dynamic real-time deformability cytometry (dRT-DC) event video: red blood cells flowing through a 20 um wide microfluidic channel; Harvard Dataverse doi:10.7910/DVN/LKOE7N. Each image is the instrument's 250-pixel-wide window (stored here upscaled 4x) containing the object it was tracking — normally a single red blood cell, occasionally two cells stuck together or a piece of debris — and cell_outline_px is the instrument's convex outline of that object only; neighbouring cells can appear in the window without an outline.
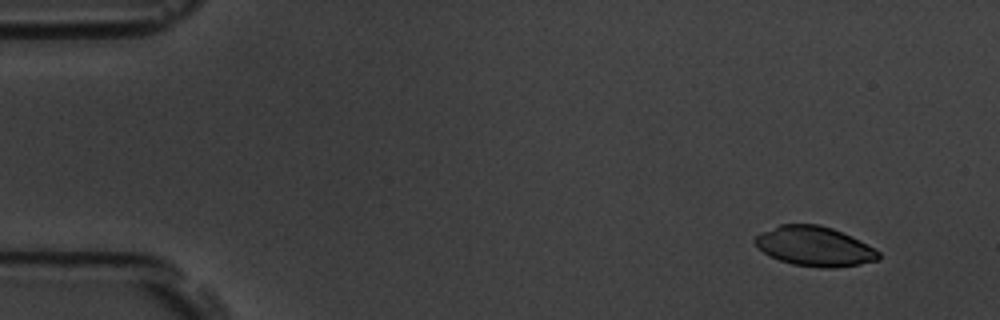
{"species": "common noctule bat (a hibernating species)", "species_latin": "Nyctalus noctula", "temperature_condition": "room temperature", "stored_images_in_passage": 5, "camera_frame_rate_fps": 3000, "um_per_image_px": 0.085, "animal": {"sex": "male", "body_mass_g": 19.5, "forearm_length_mm": 54.6}, "frame": {"image": 1, "passage_image": 1, "time_ms": 0.0, "image_size_px": [1000, 320], "cell_outline_px": [[880, 260], [860, 264], [836, 268], [820, 268], [792, 264], [780, 260], [764, 252], [752, 240], [756, 236], [780, 224], [816, 224], [832, 228], [852, 236], [880, 252]], "centroid_in_image_um": [69.27, 20.95], "position_along_channel_um": 15.7, "area_um2": 28.38}}